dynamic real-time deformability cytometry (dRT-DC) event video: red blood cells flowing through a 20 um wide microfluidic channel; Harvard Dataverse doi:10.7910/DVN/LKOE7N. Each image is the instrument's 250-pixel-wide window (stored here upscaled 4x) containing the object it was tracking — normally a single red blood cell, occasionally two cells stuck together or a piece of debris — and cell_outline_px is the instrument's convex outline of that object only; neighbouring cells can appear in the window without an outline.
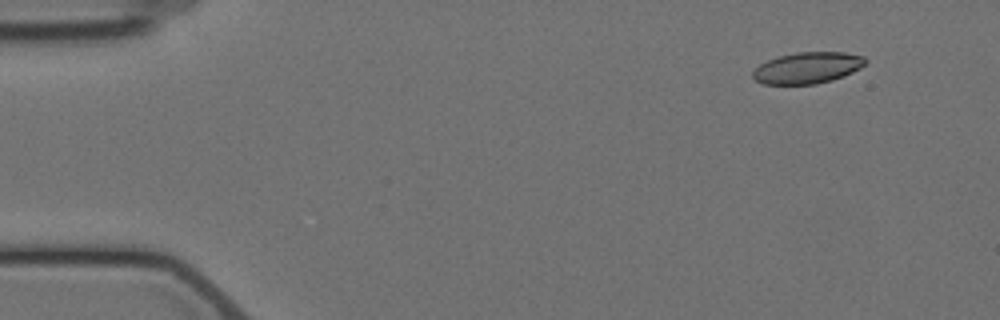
{"species": "Egyptian fruit bat (a non-hibernating species)", "species_latin": "Rousettus aegyptiacus", "temperature_condition": "cold", "stored_images_in_passage": 5, "camera_frame_rate_fps": 3000, "um_per_image_px": 0.085, "animal": {"sex": "female"}, "frame": {"image": 1, "passage_image": 1, "time_ms": 0.0, "image_size_px": [1000, 320], "cell_outline_px": [[868, 60], [860, 68], [844, 76], [832, 80], [816, 84], [764, 84], [756, 80], [752, 76], [752, 72], [760, 64], [768, 60], [780, 56], [796, 52], [844, 52], [864, 56]], "centroid_in_image_um": [68.66, 5.76], "position_along_channel_um": 16.3, "area_um2": 20.52}}
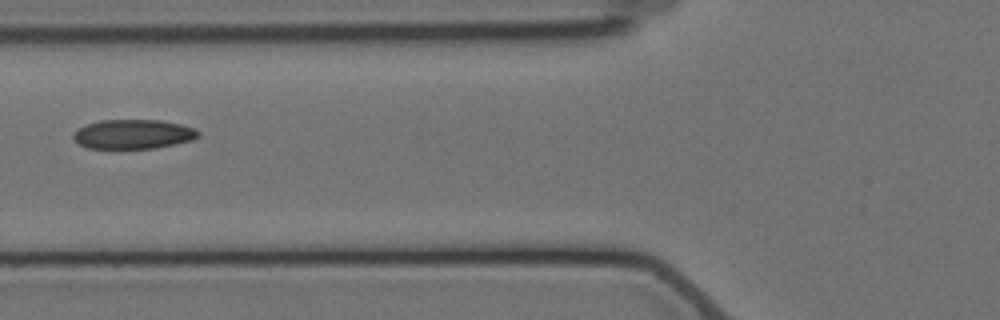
{"frame": {"image": 2, "passage_image": 5, "time_ms": 5.667, "image_size_px": [1000, 320], "cell_outline_px": [[200, 136], [192, 140], [152, 148], [88, 148], [80, 144], [72, 136], [76, 128], [100, 120], [160, 120], [180, 124], [196, 128], [200, 132]], "centroid_in_image_um": [11.33, 11.39], "position_along_channel_um": 114.5, "area_um2": 21.27}}